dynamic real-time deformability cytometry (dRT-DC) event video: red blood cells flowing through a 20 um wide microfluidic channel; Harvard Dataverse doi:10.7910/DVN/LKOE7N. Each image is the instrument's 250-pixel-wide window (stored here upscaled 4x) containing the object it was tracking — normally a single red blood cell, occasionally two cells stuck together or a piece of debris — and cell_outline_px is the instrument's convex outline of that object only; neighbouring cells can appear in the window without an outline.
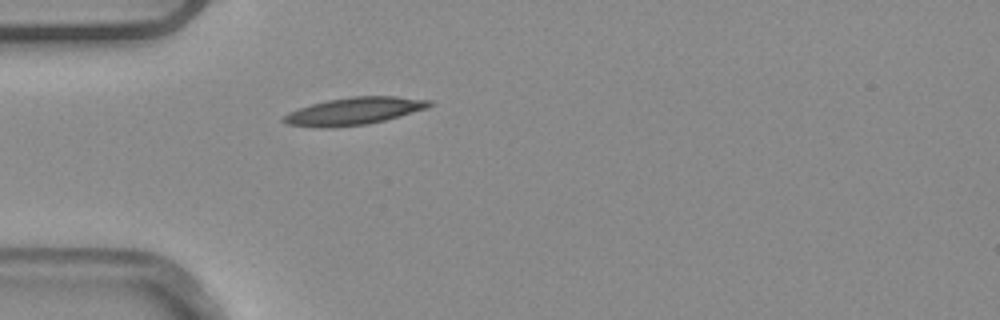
{"species": "common noctule bat (a hibernating species)", "species_latin": "Nyctalus noctula", "temperature_condition": "warm", "stored_images_in_passage": 4, "camera_frame_rate_fps": 3000, "um_per_image_px": 0.085, "animal": {"sex": "male", "body_mass_g": 20.4}, "frame": {"image": 1, "passage_image": 4, "time_ms": 1.0, "image_size_px": [1000, 320], "cell_outline_px": [[436, 104], [428, 108], [384, 120], [364, 124], [332, 128], [316, 128], [288, 124], [280, 120], [288, 112], [312, 104], [328, 100], [352, 96], [396, 96], [432, 100]], "centroid_in_image_um": [30.12, 9.44], "position_along_channel_um": 54.9, "area_um2": 23.29}}